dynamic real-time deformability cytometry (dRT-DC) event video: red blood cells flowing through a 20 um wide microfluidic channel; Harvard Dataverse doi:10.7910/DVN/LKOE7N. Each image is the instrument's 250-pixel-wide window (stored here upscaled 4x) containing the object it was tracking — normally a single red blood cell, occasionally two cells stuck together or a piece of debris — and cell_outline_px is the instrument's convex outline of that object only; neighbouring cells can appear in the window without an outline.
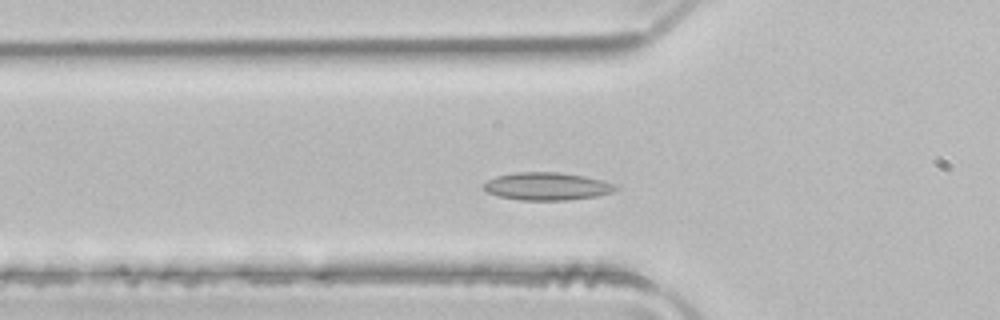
{"species": "common noctule bat (a hibernating species)", "species_latin": "Nyctalus noctula", "temperature_condition": "room temperature", "stored_images_in_passage": 46, "camera_frame_rate_fps": 3000, "um_per_image_px": 0.085, "animal": {"sex": "male", "body_mass_g": 21.5, "forearm_length_mm": 52.0}, "frame": {"image": 1, "passage_image": 11, "time_ms": 3.333, "image_size_px": [1000, 320], "cell_outline_px": [[616, 188], [612, 192], [596, 196], [568, 200], [520, 200], [500, 196], [488, 192], [484, 188], [484, 184], [488, 180], [496, 176], [516, 172], [556, 172], [584, 176], [600, 180], [612, 184]], "centroid_in_image_um": [46.45, 15.83], "position_along_channel_um": 79.3, "area_um2": 20.92}}
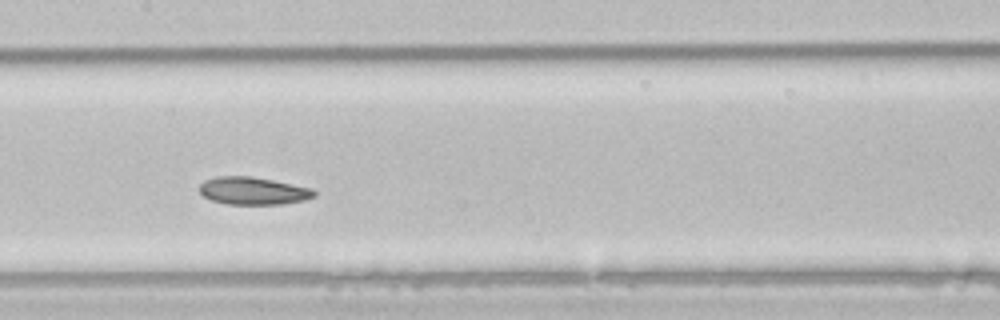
{"frame": {"image": 2, "passage_image": 19, "time_ms": 6.0, "image_size_px": [1000, 320], "cell_outline_px": [[316, 196], [304, 200], [284, 204], [228, 204], [212, 200], [204, 196], [200, 192], [200, 184], [204, 180], [216, 176], [252, 176], [312, 188], [316, 192]], "centroid_in_image_um": [21.52, 16.22], "position_along_channel_um": 185.9, "area_um2": 18.44}}
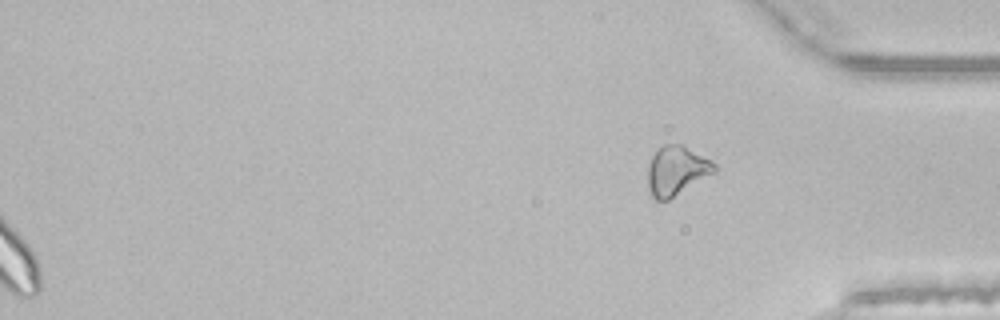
{"frame": {"image": 3, "passage_image": 46, "time_ms": 15.0, "image_size_px": [1000, 320], "cell_outline_px": [[716, 172], [668, 200], [656, 200], [652, 196], [648, 188], [648, 164], [652, 156], [664, 144], [680, 144], [712, 160], [716, 164]], "centroid_in_image_um": [57.51, 14.51], "position_along_channel_um": 377.7, "area_um2": 19.02}, "authors_computed_cell_mechanics": {"area_um2": 20.4034, "velocity_mm_per_s": 3.9801, "shape_relaxation_time_tau1_ms": 5.3837, "shape_relaxation_time_tau2_ms": 7.2587, "deformation_change_tau1": 0.0985, "deformation_change_tau2": 0.1042}}